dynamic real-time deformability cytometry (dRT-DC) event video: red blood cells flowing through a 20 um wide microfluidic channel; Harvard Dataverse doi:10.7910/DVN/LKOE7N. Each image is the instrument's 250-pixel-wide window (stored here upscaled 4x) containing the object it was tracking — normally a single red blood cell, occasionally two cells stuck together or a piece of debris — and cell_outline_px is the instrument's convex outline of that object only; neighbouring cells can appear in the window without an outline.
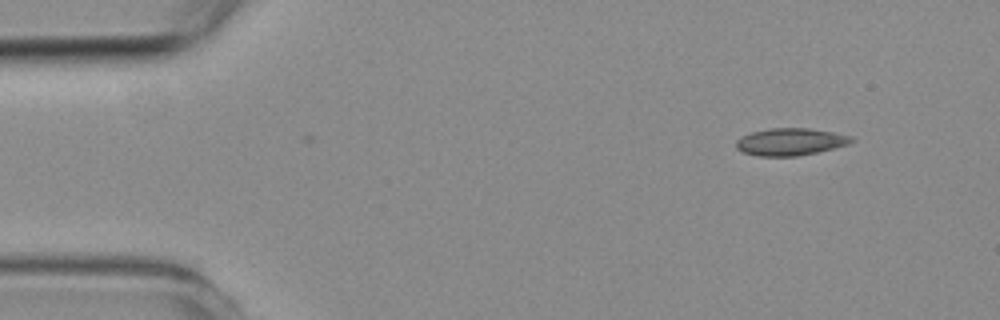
{"species": "common noctule bat (a hibernating species)", "species_latin": "Nyctalus noctula", "temperature_condition": "room temperature", "stored_images_in_passage": 5, "camera_frame_rate_fps": 3000, "um_per_image_px": 0.085, "animal": {"sex": "female", "body_mass_g": 19.3, "forearm_length_mm": 54.1}, "frame": {"image": 1, "passage_image": 1, "time_ms": 0.0, "image_size_px": [1000, 320], "cell_outline_px": [[856, 140], [848, 144], [816, 152], [796, 156], [756, 156], [744, 152], [736, 148], [736, 140], [740, 136], [752, 132], [772, 128], [808, 128], [832, 132], [852, 136]], "centroid_in_image_um": [67.16, 12.05], "position_along_channel_um": 17.8, "area_um2": 18.21}}
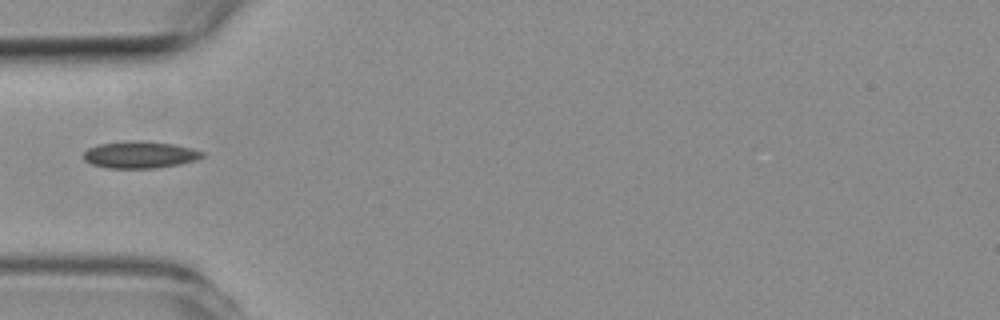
{"frame": {"image": 2, "passage_image": 4, "time_ms": 3.667, "image_size_px": [1000, 320], "cell_outline_px": [[204, 156], [196, 160], [180, 164], [156, 168], [108, 168], [92, 164], [84, 160], [84, 152], [88, 148], [100, 144], [128, 140], [136, 140], [172, 144], [192, 148], [204, 152]], "centroid_in_image_um": [11.9, 13.15], "position_along_channel_um": 73.1, "area_um2": 18.61}}
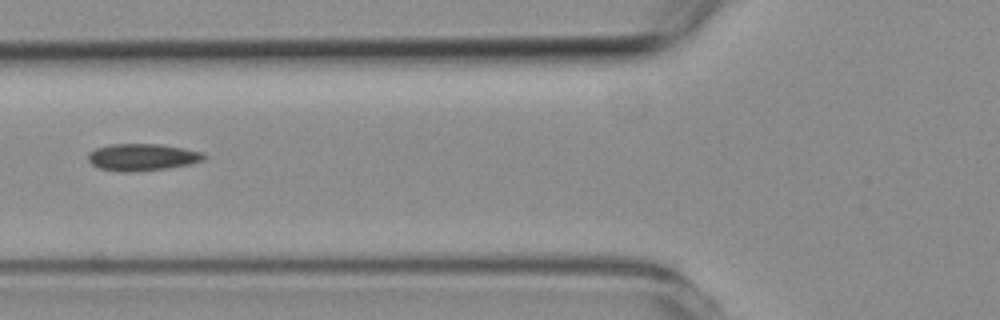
{"frame": {"image": 3, "passage_image": 5, "time_ms": 4.667, "image_size_px": [1000, 320], "cell_outline_px": [[208, 156], [204, 160], [192, 164], [168, 168], [136, 172], [120, 172], [100, 168], [92, 164], [88, 160], [88, 152], [96, 148], [112, 144], [160, 144], [184, 148], [200, 152]], "centroid_in_image_um": [12.11, 13.37], "position_along_channel_um": 113.7, "area_um2": 18.38}}